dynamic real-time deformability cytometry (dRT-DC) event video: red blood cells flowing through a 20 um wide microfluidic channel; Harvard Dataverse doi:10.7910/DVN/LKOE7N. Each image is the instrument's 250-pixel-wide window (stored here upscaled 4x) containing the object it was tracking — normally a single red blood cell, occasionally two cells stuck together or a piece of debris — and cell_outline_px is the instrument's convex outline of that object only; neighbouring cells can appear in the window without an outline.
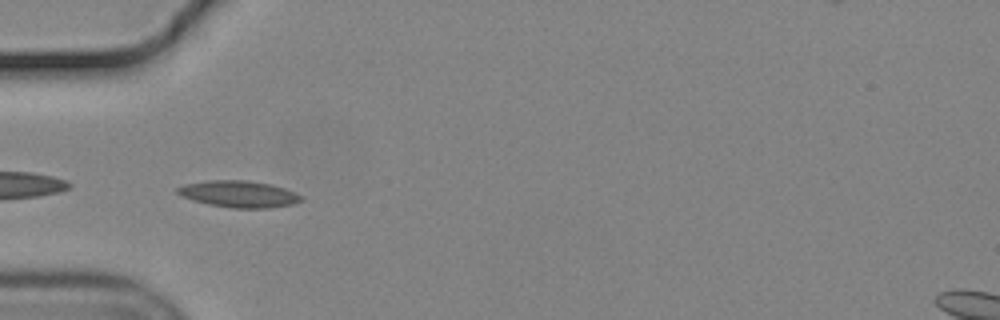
{"species": "common noctule bat (a hibernating species)", "species_latin": "Nyctalus noctula", "temperature_condition": "cold", "stored_images_in_passage": 14, "camera_frame_rate_fps": 3000, "um_per_image_px": 0.085, "animal": {"sex": "male", "body_mass_g": 19.2, "forearm_length_mm": 51.8}, "frame": {"image": 1, "passage_image": 1, "time_ms": 0.0, "image_size_px": [1000, 320], "cell_outline_px": [[304, 200], [292, 204], [268, 208], [232, 208], [208, 204], [192, 200], [180, 196], [176, 192], [176, 188], [184, 184], [208, 180], [248, 180], [272, 184], [284, 188], [300, 196]], "centroid_in_image_um": [20.25, 16.49], "position_along_channel_um": 64.7, "area_um2": 19.25}}
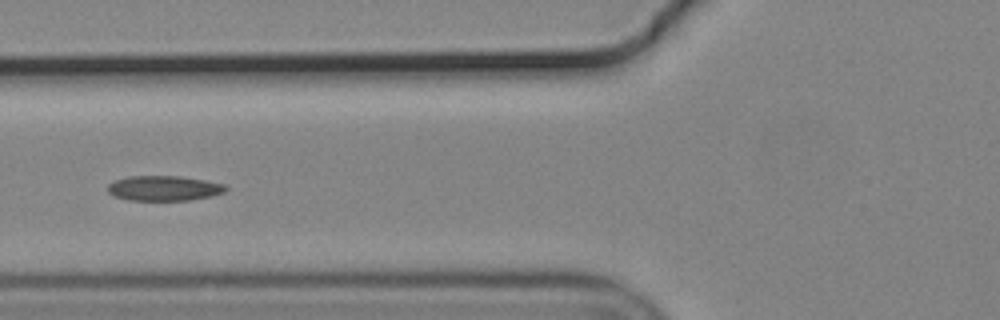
{"frame": {"image": 2, "passage_image": 5, "time_ms": 1.333, "image_size_px": [1000, 320], "cell_outline_px": [[228, 188], [224, 192], [212, 196], [188, 200], [128, 200], [112, 196], [108, 192], [108, 184], [116, 180], [128, 176], [180, 176], [204, 180], [224, 184]], "centroid_in_image_um": [13.92, 16.0], "position_along_channel_um": 111.9, "area_um2": 17.22}}
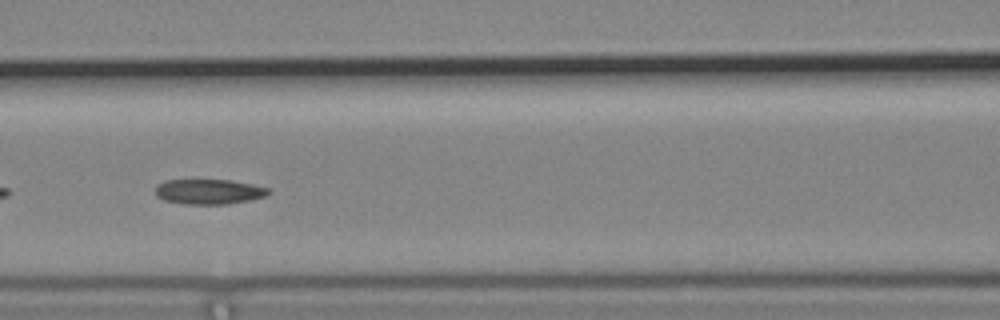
{"frame": {"image": 3, "passage_image": 8, "time_ms": 2.333, "image_size_px": [1000, 320], "cell_outline_px": [[272, 192], [268, 196], [228, 204], [184, 204], [164, 200], [156, 196], [156, 184], [164, 180], [228, 180], [252, 184], [268, 188]], "centroid_in_image_um": [17.76, 16.29], "position_along_channel_um": 148.8, "area_um2": 16.59}}